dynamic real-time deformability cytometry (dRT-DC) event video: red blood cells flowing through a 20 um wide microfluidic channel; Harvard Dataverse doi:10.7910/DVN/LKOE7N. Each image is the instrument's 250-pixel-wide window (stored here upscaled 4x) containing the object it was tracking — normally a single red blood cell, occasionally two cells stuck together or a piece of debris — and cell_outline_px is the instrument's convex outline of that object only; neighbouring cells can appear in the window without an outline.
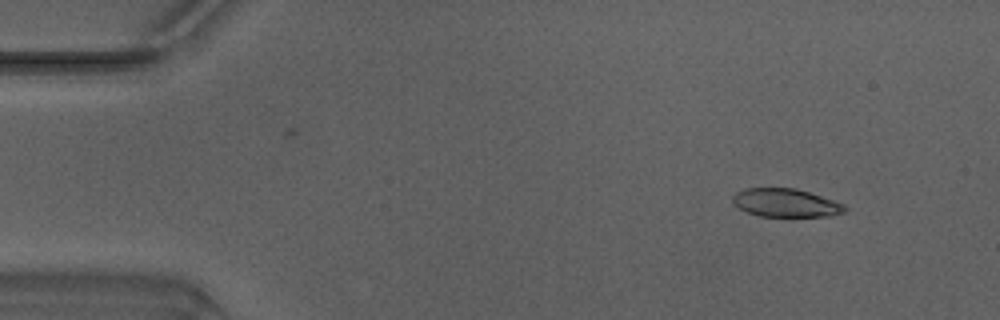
{"species": "Egyptian fruit bat (a non-hibernating species)", "species_latin": "Rousettus aegyptiacus", "temperature_condition": "warm", "stored_images_in_passage": 49, "camera_frame_rate_fps": 3000, "um_per_image_px": 0.085, "animal": {"sex": "male"}, "frame": {"image": 1, "passage_image": 5, "time_ms": 1.333, "image_size_px": [1000, 320], "cell_outline_px": [[848, 208], [844, 212], [832, 216], [760, 216], [748, 212], [732, 204], [732, 196], [736, 192], [744, 188], [796, 188], [844, 204]], "centroid_in_image_um": [66.77, 17.24], "position_along_channel_um": 18.2, "area_um2": 18.44}}
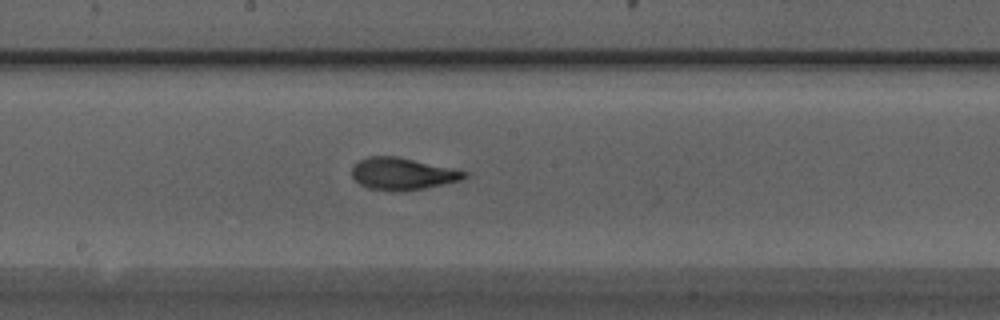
{"frame": {"image": 2, "passage_image": 26, "time_ms": 8.333, "image_size_px": [1000, 320], "cell_outline_px": [[468, 176], [460, 180], [444, 184], [404, 192], [392, 192], [368, 188], [360, 184], [352, 176], [352, 164], [368, 156], [396, 156], [452, 168], [468, 172]], "centroid_in_image_um": [34.19, 14.78], "position_along_channel_um": 214.0, "area_um2": 21.15}}
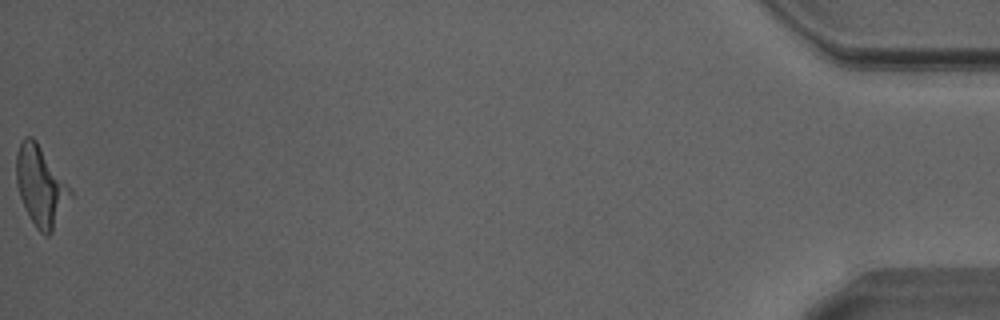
{"frame": {"image": 3, "passage_image": 49, "time_ms": 16.0, "image_size_px": [1000, 320], "cell_outline_px": [[72, 196], [52, 232], [48, 236], [44, 236], [36, 228], [20, 196], [16, 184], [16, 152], [20, 140], [24, 136], [32, 136], [36, 140], [72, 192]], "centroid_in_image_um": [3.43, 15.8], "position_along_channel_um": 431.8, "area_um2": 24.68}, "authors_computed_cell_mechanics": {"area_um2": 20.9814, "velocity_mm_per_s": 4.2032, "shape_relaxation_time_tau1_ms": 2.0105, "shape_relaxation_time_tau2_ms": 2.4033, "deformation_change_tau1": 0.1003, "deformation_change_tau2": 0.1292}}